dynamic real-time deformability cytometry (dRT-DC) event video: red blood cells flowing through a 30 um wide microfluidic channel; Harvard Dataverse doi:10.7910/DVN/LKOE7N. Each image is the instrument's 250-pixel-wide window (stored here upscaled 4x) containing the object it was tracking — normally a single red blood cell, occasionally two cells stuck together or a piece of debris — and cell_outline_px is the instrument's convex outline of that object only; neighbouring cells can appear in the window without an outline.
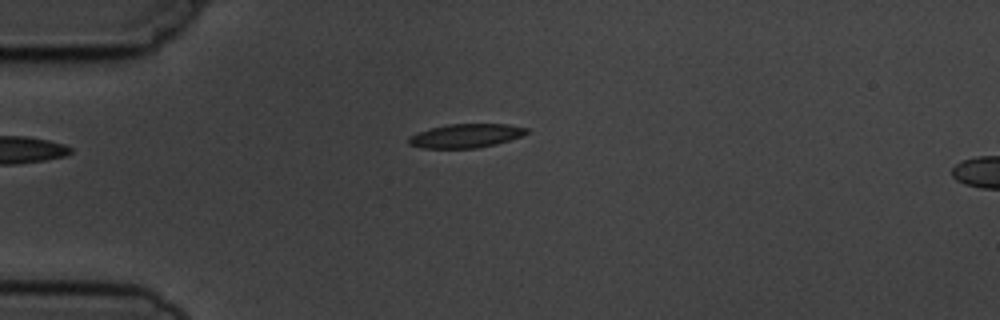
{"species": "common noctule bat (a hibernating species)", "species_latin": "Nyctalus noctula", "temperature_condition": "cold", "stored_images_in_passage": 3, "camera_frame_rate_fps": 3000, "um_per_image_px": 0.085, "animal": {"sex": "male", "body_mass_g": 19.5, "forearm_length_mm": 54.6}, "frame": {"image": 1, "passage_image": 1, "time_ms": 0.0, "image_size_px": [1000, 320], "cell_outline_px": [[528, 132], [520, 136], [496, 144], [476, 148], [424, 148], [408, 144], [408, 136], [432, 128], [448, 124], [508, 124], [528, 128]], "centroid_in_image_um": [39.59, 11.54], "position_along_channel_um": 45.4, "area_um2": 16.18}}
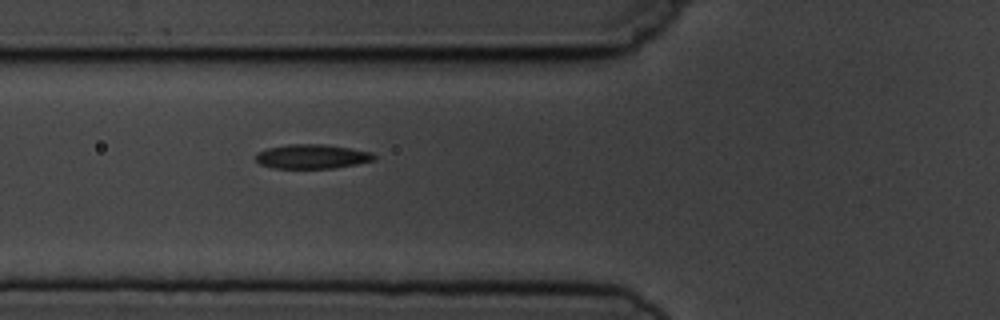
{"frame": {"image": 2, "passage_image": 3, "time_ms": 2.0, "image_size_px": [1000, 320], "cell_outline_px": [[376, 160], [356, 164], [332, 168], [272, 168], [260, 164], [256, 160], [256, 152], [268, 148], [288, 144], [324, 144], [372, 152], [376, 156]], "centroid_in_image_um": [26.51, 13.3], "position_along_channel_um": 99.3, "area_um2": 16.76}}